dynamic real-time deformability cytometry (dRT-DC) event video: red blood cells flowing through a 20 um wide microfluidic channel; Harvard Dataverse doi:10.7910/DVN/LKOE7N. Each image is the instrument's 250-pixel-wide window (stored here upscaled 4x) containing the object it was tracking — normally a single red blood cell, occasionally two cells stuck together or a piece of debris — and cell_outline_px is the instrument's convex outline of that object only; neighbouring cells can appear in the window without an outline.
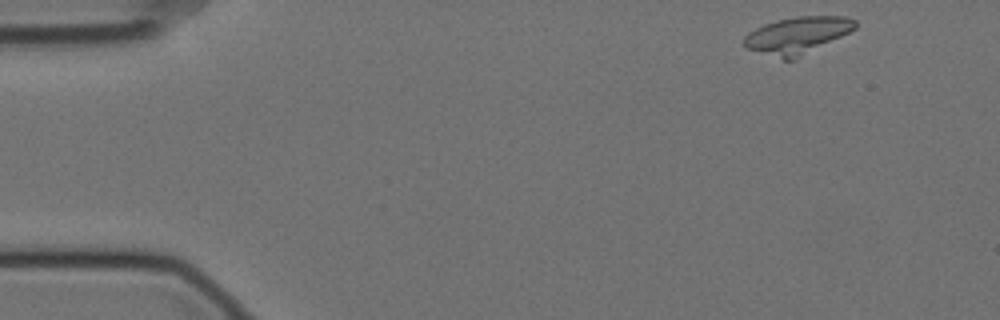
{"species": "Egyptian fruit bat (a non-hibernating species)", "species_latin": "Rousettus aegyptiacus", "temperature_condition": "cold", "stored_images_in_passage": 54, "camera_frame_rate_fps": 3000, "um_per_image_px": 0.085, "animal": {"sex": "female"}, "frame": {"image": 1, "passage_image": 2, "time_ms": 0.333, "image_size_px": [1000, 320], "cell_outline_px": [[856, 28], [796, 60], [784, 60], [744, 48], [744, 36], [748, 32], [764, 24], [776, 20], [800, 16], [844, 16], [856, 20]], "centroid_in_image_um": [67.74, 3.02], "position_along_channel_um": 17.3, "area_um2": 23.99}}
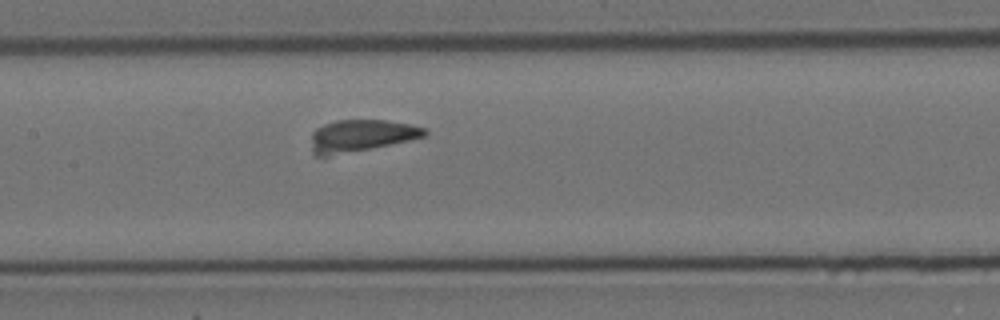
{"frame": {"image": 2, "passage_image": 24, "time_ms": 7.667, "image_size_px": [1000, 320], "cell_outline_px": [[428, 132], [424, 136], [408, 140], [372, 148], [328, 156], [316, 156], [312, 152], [312, 132], [316, 128], [324, 124], [336, 120], [384, 120], [408, 124], [428, 128]], "centroid_in_image_um": [30.67, 11.53], "position_along_channel_um": 176.7, "area_um2": 20.98}}
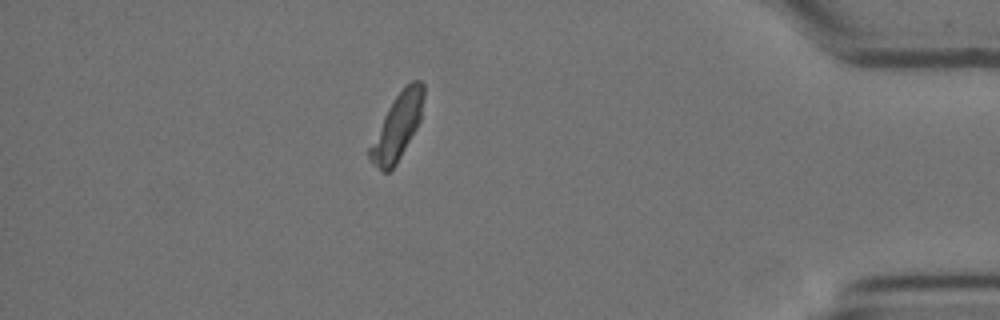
{"frame": {"image": 3, "passage_image": 47, "time_ms": 15.333, "image_size_px": [1000, 320], "cell_outline_px": [[424, 96], [420, 120], [416, 128], [396, 164], [388, 172], [384, 172], [368, 156], [368, 148], [388, 108], [396, 96], [412, 80], [420, 80], [424, 84]], "centroid_in_image_um": [33.79, 10.74], "position_along_channel_um": 401.4, "area_um2": 19.88}}